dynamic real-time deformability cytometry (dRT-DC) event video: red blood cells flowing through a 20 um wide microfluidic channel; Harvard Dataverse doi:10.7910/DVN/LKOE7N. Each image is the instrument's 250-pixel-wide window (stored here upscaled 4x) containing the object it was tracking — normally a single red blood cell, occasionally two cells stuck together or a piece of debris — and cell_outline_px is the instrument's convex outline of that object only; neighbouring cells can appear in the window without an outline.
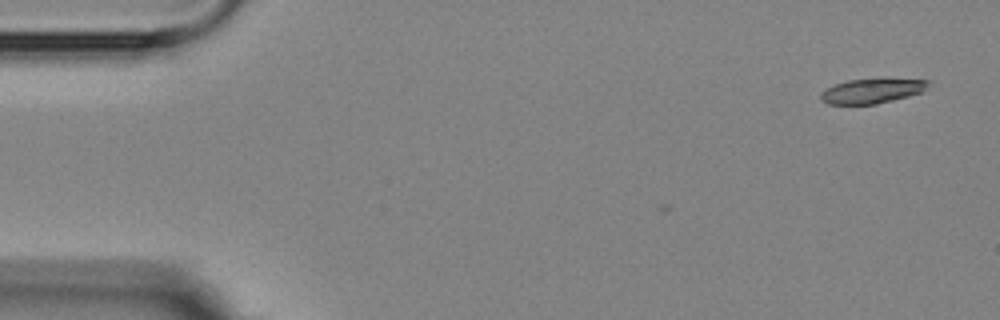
{"species": "Egyptian fruit bat (a non-hibernating species)", "species_latin": "Rousettus aegyptiacus", "temperature_condition": "room temperature", "stored_images_in_passage": 8, "camera_frame_rate_fps": 3000, "um_per_image_px": 0.085, "animal": {"sex": "female"}, "frame": {"image": 1, "passage_image": 1, "time_ms": 0.0, "image_size_px": [1000, 320], "cell_outline_px": [[932, 80], [924, 92], [876, 104], [828, 104], [820, 100], [820, 92], [832, 84], [848, 80]], "centroid_in_image_um": [74.07, 7.75], "position_along_channel_um": 10.9, "area_um2": 15.26}}
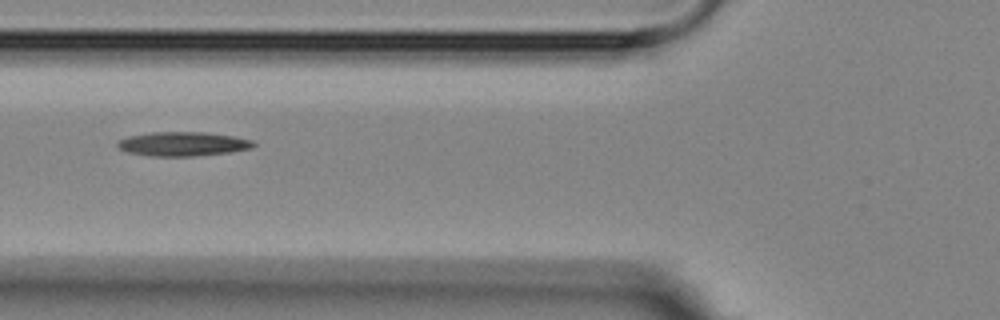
{"frame": {"image": 2, "passage_image": 6, "time_ms": 6.0, "image_size_px": [1000, 320], "cell_outline_px": [[256, 144], [252, 148], [228, 152], [192, 156], [148, 156], [128, 152], [120, 148], [116, 144], [120, 140], [128, 136], [152, 132], [204, 132], [236, 136], [252, 140]], "centroid_in_image_um": [15.56, 12.23], "position_along_channel_um": 110.2, "area_um2": 19.07}}
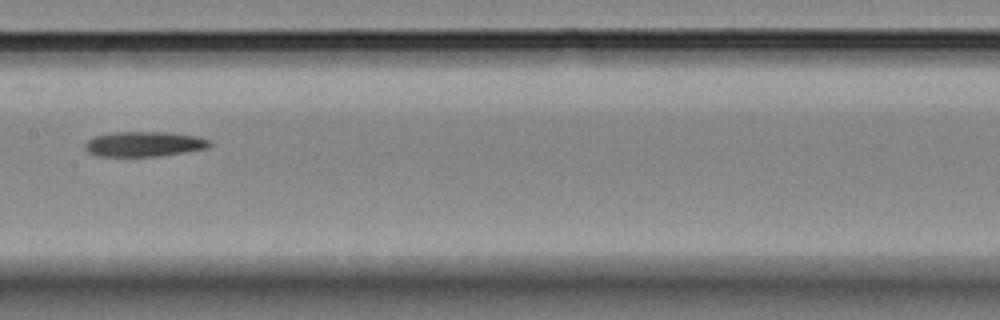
{"frame": {"image": 3, "passage_image": 8, "time_ms": 8.333, "image_size_px": [1000, 320], "cell_outline_px": [[212, 144], [208, 148], [184, 152], [156, 156], [96, 156], [88, 152], [84, 148], [84, 144], [88, 140], [96, 136], [112, 132], [168, 132], [196, 136], [208, 140]], "centroid_in_image_um": [12.22, 12.24], "position_along_channel_um": 195.2, "area_um2": 18.09}}